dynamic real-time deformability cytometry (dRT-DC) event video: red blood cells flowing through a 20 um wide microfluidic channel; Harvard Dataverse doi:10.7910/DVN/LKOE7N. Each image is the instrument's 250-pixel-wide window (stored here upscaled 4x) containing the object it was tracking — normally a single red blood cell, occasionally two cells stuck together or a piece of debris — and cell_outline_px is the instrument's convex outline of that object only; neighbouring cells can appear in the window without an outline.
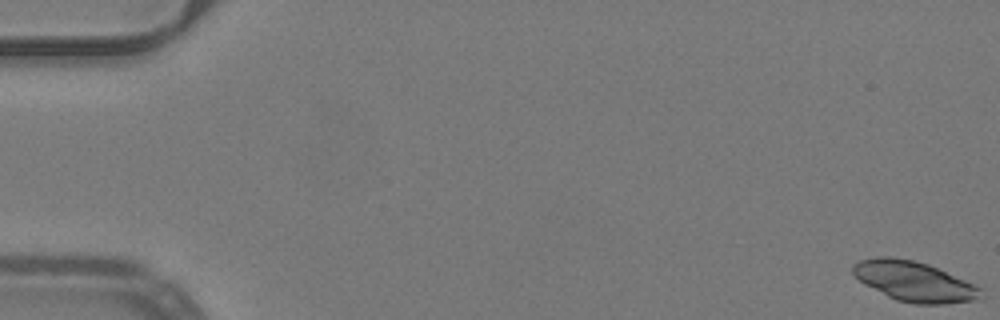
{"species": "common noctule bat (a hibernating species)", "species_latin": "Nyctalus noctula", "temperature_condition": "warm", "stored_images_in_passage": 34, "camera_frame_rate_fps": 3000, "um_per_image_px": 0.085, "animal": {"sex": "male", "body_mass_g": 19.2, "forearm_length_mm": 51.8}, "frame": {"image": 1, "passage_image": 1, "time_ms": 0.0, "image_size_px": [1000, 320], "cell_outline_px": [[984, 288], [972, 300], [944, 304], [912, 304], [896, 300], [864, 284], [852, 272], [852, 264], [860, 260], [876, 256], [888, 256], [916, 260], [928, 264], [976, 284]], "centroid_in_image_um": [77.67, 23.9], "position_along_channel_um": 7.3, "area_um2": 29.77}}
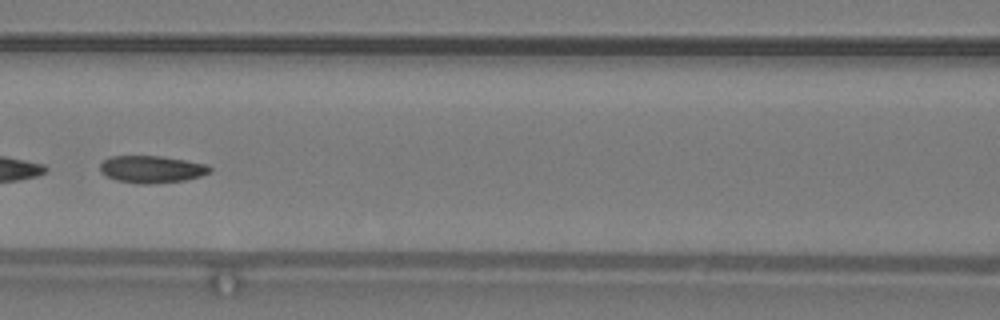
{"frame": {"image": 2, "passage_image": 25, "time_ms": 8.0, "image_size_px": [1000, 320], "cell_outline_px": [[212, 172], [200, 176], [184, 180], [152, 184], [140, 184], [116, 180], [104, 176], [100, 172], [100, 164], [104, 160], [112, 156], [160, 156], [208, 164], [212, 168]], "centroid_in_image_um": [12.89, 14.39], "position_along_channel_um": 153.7, "area_um2": 17.51}}